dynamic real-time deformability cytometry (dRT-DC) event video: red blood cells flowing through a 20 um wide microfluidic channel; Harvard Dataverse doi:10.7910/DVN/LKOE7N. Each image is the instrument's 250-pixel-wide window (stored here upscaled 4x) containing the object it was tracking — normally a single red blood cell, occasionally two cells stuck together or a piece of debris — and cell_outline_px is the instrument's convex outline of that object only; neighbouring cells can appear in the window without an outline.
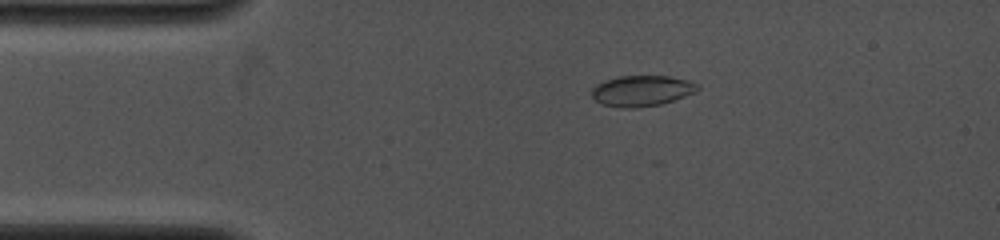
{"species": "common noctule bat (a hibernating species)", "species_latin": "Nyctalus noctula", "temperature_condition": "cold", "stored_images_in_passage": 57, "camera_frame_rate_fps": 4000, "um_per_image_px": 0.085, "animal": {"sex": "female", "body_mass_g": 19.0, "forearm_length_mm": 53.3}, "frame": {"image": 1, "passage_image": 16, "time_ms": 2.25, "image_size_px": [1000, 240], "cell_outline_px": [[700, 88], [696, 92], [660, 104], [636, 108], [624, 108], [604, 104], [596, 100], [592, 96], [592, 88], [596, 84], [620, 76], [668, 76], [688, 80], [696, 84]], "centroid_in_image_um": [54.56, 7.71], "position_along_channel_um": 30.4, "area_um2": 18.67}}
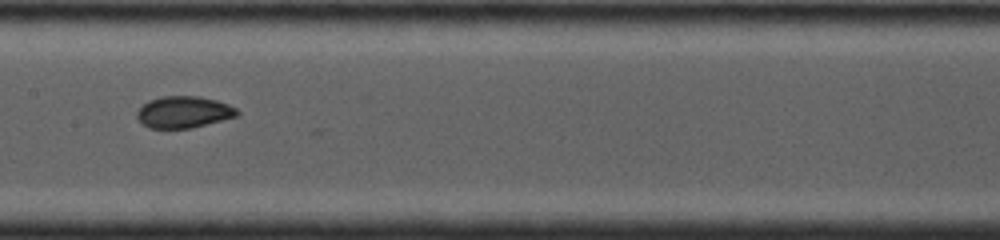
{"frame": {"image": 2, "passage_image": 47, "time_ms": 7.0, "image_size_px": [1000, 240], "cell_outline_px": [[240, 112], [236, 116], [192, 128], [148, 128], [136, 116], [136, 112], [148, 100], [160, 96], [200, 96], [216, 100], [228, 104], [236, 108]], "centroid_in_image_um": [15.61, 9.51], "position_along_channel_um": 191.8, "area_um2": 18.44}}
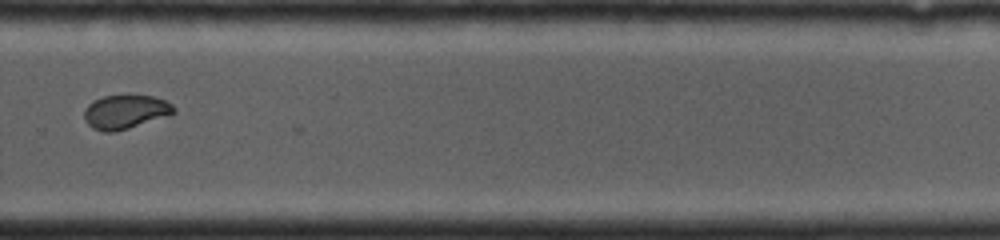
{"frame": {"image": 3, "passage_image": 56, "time_ms": 10.0, "image_size_px": [1000, 240], "cell_outline_px": [[176, 112], [172, 116], [116, 132], [104, 132], [92, 128], [84, 120], [84, 108], [92, 100], [104, 96], [128, 92], [132, 92], [152, 96], [164, 100], [172, 104], [176, 108]], "centroid_in_image_um": [10.69, 9.47], "position_along_channel_um": 319.1, "area_um2": 18.84}}